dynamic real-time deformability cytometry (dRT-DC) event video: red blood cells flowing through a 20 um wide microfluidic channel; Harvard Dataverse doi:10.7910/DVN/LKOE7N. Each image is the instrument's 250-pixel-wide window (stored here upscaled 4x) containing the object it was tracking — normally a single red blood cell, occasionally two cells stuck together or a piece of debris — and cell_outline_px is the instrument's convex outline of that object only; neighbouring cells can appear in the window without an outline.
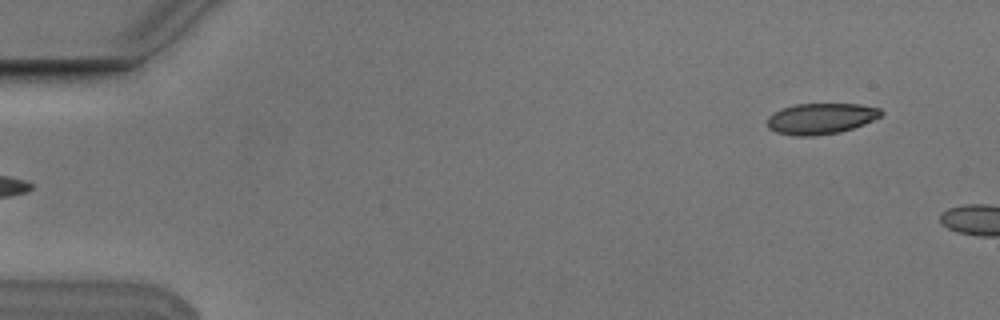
{"species": "Egyptian fruit bat (a non-hibernating species)", "species_latin": "Rousettus aegyptiacus", "temperature_condition": "cold", "stored_images_in_passage": 4, "camera_frame_rate_fps": 3000, "um_per_image_px": 0.085, "animal": {"sex": "male"}, "frame": {"image": 1, "passage_image": 4, "time_ms": 1.0, "image_size_px": [1000, 320], "cell_outline_px": [[884, 112], [880, 116], [864, 124], [840, 132], [816, 136], [796, 136], [776, 132], [768, 128], [768, 116], [772, 112], [780, 108], [796, 104], [860, 104], [880, 108]], "centroid_in_image_um": [69.75, 10.08], "position_along_channel_um": 15.3, "area_um2": 20.63}}